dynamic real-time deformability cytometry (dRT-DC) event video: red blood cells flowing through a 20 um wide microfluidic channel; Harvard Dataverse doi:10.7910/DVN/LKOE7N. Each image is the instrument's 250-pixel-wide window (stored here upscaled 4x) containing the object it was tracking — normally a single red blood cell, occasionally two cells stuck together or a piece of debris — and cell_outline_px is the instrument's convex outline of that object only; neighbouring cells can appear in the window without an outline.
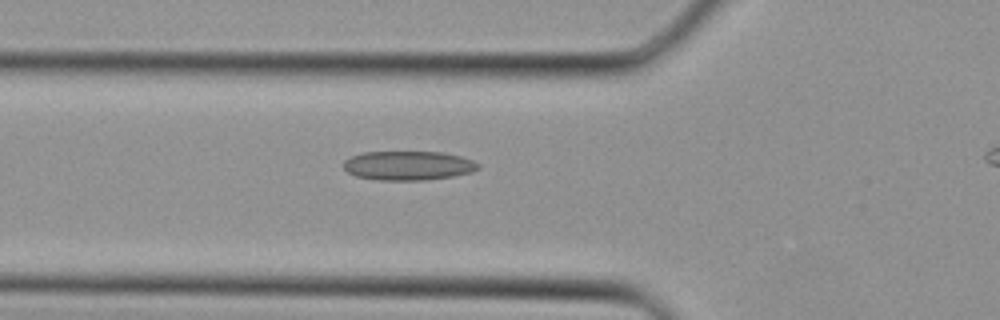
{"species": "Egyptian fruit bat (a non-hibernating species)", "species_latin": "Rousettus aegyptiacus", "temperature_condition": "cold", "stored_images_in_passage": 26, "camera_frame_rate_fps": 3000, "um_per_image_px": 0.085, "animal": {"sex": "female"}, "frame": {"image": 1, "passage_image": 6, "time_ms": 1.667, "image_size_px": [1000, 320], "cell_outline_px": [[480, 168], [472, 172], [452, 176], [424, 180], [380, 180], [356, 176], [348, 172], [344, 168], [344, 160], [352, 156], [364, 152], [440, 152], [460, 156], [472, 160], [480, 164]], "centroid_in_image_um": [34.71, 14.07], "position_along_channel_um": 91.1, "area_um2": 22.77}}
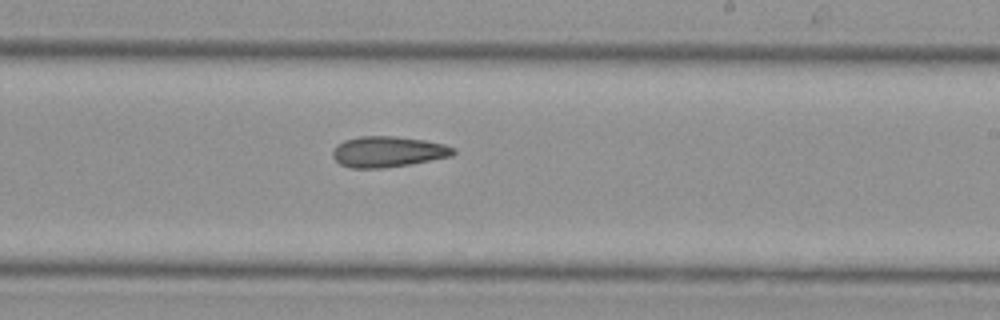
{"frame": {"image": 2, "passage_image": 15, "time_ms": 4.667, "image_size_px": [1000, 320], "cell_outline_px": [[456, 152], [452, 156], [408, 164], [384, 168], [352, 168], [340, 164], [332, 156], [332, 152], [336, 144], [344, 140], [360, 136], [396, 136], [424, 140], [444, 144], [456, 148]], "centroid_in_image_um": [32.96, 12.89], "position_along_channel_um": 256.0, "area_um2": 21.68}}
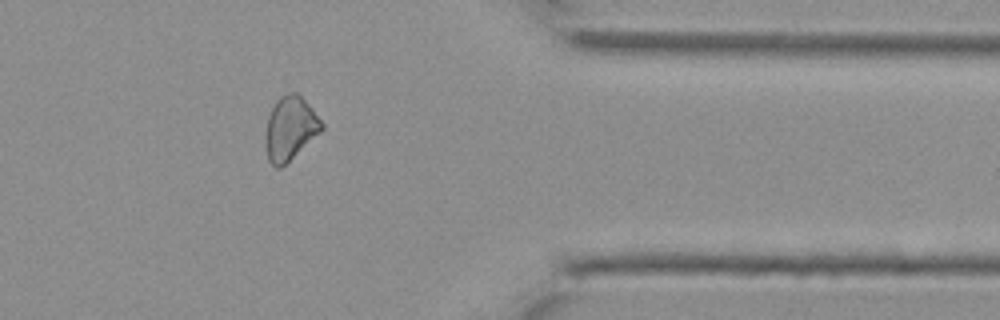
{"frame": {"image": 3, "passage_image": 23, "time_ms": 7.333, "image_size_px": [1000, 320], "cell_outline_px": [[324, 128], [320, 132], [280, 168], [276, 168], [268, 160], [264, 136], [268, 116], [276, 100], [280, 96], [288, 92], [296, 92], [312, 108], [324, 124]], "centroid_in_image_um": [24.64, 10.89], "position_along_channel_um": 386.8, "area_um2": 20.63}}